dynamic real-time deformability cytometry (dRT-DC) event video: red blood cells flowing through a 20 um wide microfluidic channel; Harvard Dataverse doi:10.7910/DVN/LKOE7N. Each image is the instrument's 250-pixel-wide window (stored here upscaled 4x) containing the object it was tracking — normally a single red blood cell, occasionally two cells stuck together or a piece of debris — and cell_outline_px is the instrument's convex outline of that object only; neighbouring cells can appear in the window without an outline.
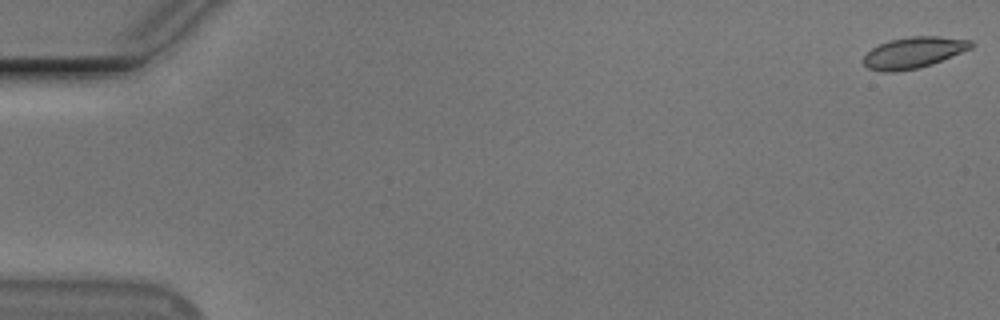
{"species": "Egyptian fruit bat (a non-hibernating species)", "species_latin": "Rousettus aegyptiacus", "temperature_condition": "cold", "stored_images_in_passage": 56, "camera_frame_rate_fps": 3000, "um_per_image_px": 0.085, "animal": {"sex": "male"}, "frame": {"image": 1, "passage_image": 1, "time_ms": 0.0, "image_size_px": [1000, 320], "cell_outline_px": [[972, 48], [932, 64], [920, 68], [896, 72], [880, 72], [868, 68], [860, 60], [872, 48], [888, 40], [908, 36], [936, 36], [972, 40]], "centroid_in_image_um": [77.61, 4.48], "position_along_channel_um": 7.4, "area_um2": 19.71}}
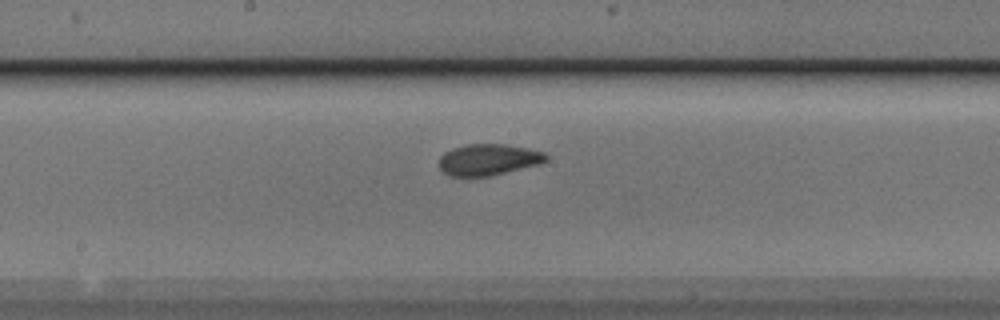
{"frame": {"image": 2, "passage_image": 30, "time_ms": 9.667, "image_size_px": [1000, 320], "cell_outline_px": [[548, 160], [540, 164], [492, 176], [448, 176], [440, 168], [440, 156], [444, 152], [452, 148], [468, 144], [504, 144], [528, 148], [544, 152], [548, 156]], "centroid_in_image_um": [41.53, 13.57], "position_along_channel_um": 206.7, "area_um2": 19.65}}
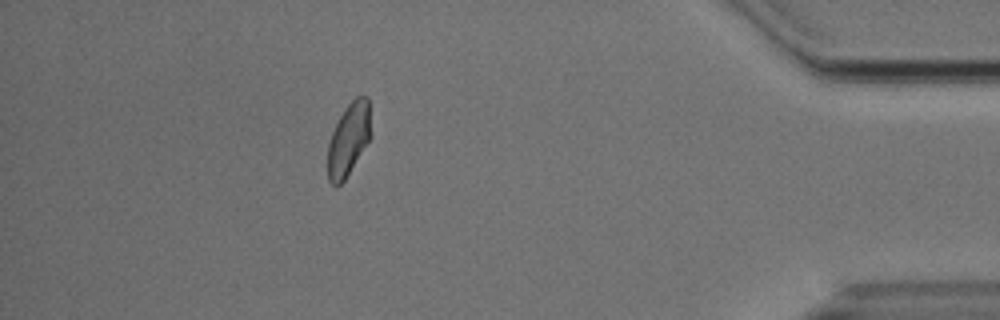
{"frame": {"image": 3, "passage_image": 50, "time_ms": 16.333, "image_size_px": [1000, 320], "cell_outline_px": [[372, 136], [344, 180], [336, 188], [328, 180], [328, 144], [332, 132], [340, 116], [348, 104], [356, 96], [368, 96]], "centroid_in_image_um": [29.65, 11.84], "position_along_channel_um": 405.6, "area_um2": 18.26}}